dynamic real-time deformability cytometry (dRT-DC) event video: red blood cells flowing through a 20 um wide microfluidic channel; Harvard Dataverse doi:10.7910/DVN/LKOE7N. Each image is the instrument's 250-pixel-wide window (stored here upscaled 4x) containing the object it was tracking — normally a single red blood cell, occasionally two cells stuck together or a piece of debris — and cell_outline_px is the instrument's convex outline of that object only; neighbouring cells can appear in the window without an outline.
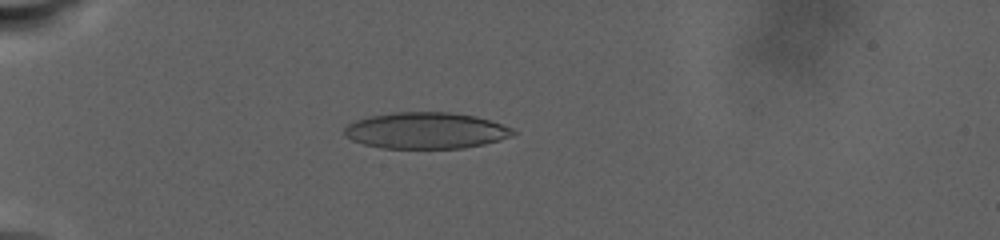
{"species": "human", "species_latin": "Homo sapiens", "temperature_condition": "warm", "stored_images_in_passage": 59, "camera_frame_rate_fps": 3000, "um_per_image_px": 0.085, "donor": {"sex": "male"}, "frame": {"image": 1, "passage_image": 2, "time_ms": 0.333, "image_size_px": [1000, 240], "cell_outline_px": [[516, 132], [512, 136], [484, 144], [464, 148], [384, 148], [364, 144], [352, 140], [344, 136], [344, 128], [348, 124], [356, 120], [372, 116], [392, 112], [448, 112], [476, 116], [512, 128]], "centroid_in_image_um": [36.18, 11.1], "position_along_channel_um": 48.8, "area_um2": 35.55}}
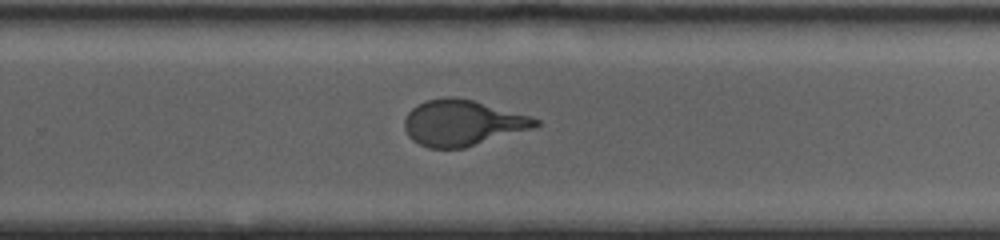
{"frame": {"image": 2, "passage_image": 24, "time_ms": 12.333, "image_size_px": [1000, 240], "cell_outline_px": [[540, 124], [532, 128], [464, 148], [428, 148], [412, 140], [408, 136], [404, 128], [404, 120], [408, 112], [412, 108], [428, 100], [444, 96], [456, 96], [472, 100], [528, 116], [540, 120]], "centroid_in_image_um": [39.25, 10.45], "position_along_channel_um": 290.5, "area_um2": 34.56}}
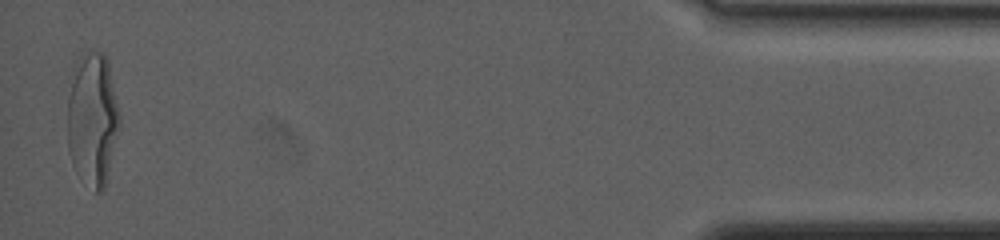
{"frame": {"image": 3, "passage_image": 59, "time_ms": 21.333, "image_size_px": [1000, 240], "cell_outline_px": [[120, 128], [104, 188], [100, 192], [96, 192], [80, 180], [72, 164], [68, 152], [68, 100], [72, 68], [80, 56], [92, 52], [104, 52], [108, 60], [120, 116]], "centroid_in_image_um": [7.86, 10.15], "position_along_channel_um": 427.3, "area_um2": 40.86}, "authors_computed_cell_mechanics": {"area_um2": 35.8938, "velocity_mm_per_s": 2.321, "shape_relaxation_time_tau1_ms": 8.1151, "shape_relaxation_time_tau2_ms": null, "deformation_change_tau1": 0.2308, "deformation_change_tau2": null}}